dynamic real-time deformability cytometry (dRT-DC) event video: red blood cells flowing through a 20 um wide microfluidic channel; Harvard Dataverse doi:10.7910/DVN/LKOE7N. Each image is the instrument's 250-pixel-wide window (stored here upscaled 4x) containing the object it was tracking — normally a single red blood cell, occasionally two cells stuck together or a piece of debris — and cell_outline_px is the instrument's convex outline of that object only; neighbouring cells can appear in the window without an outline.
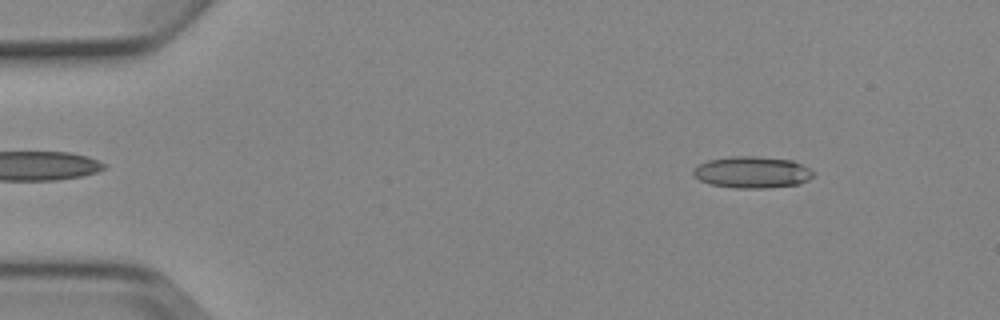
{"species": "Egyptian fruit bat (a non-hibernating species)", "species_latin": "Rousettus aegyptiacus", "temperature_condition": "cold", "stored_images_in_passage": 3, "camera_frame_rate_fps": 3000, "um_per_image_px": 0.085, "animal": {"sex": "female"}, "frame": {"image": 1, "passage_image": 1, "time_ms": 0.0, "image_size_px": [1000, 320], "cell_outline_px": [[812, 176], [808, 180], [800, 184], [764, 188], [736, 188], [712, 184], [700, 180], [692, 172], [692, 168], [708, 160], [732, 156], [756, 156], [792, 160], [808, 168], [812, 172]], "centroid_in_image_um": [63.92, 14.64], "position_along_channel_um": 21.1, "area_um2": 21.91}}